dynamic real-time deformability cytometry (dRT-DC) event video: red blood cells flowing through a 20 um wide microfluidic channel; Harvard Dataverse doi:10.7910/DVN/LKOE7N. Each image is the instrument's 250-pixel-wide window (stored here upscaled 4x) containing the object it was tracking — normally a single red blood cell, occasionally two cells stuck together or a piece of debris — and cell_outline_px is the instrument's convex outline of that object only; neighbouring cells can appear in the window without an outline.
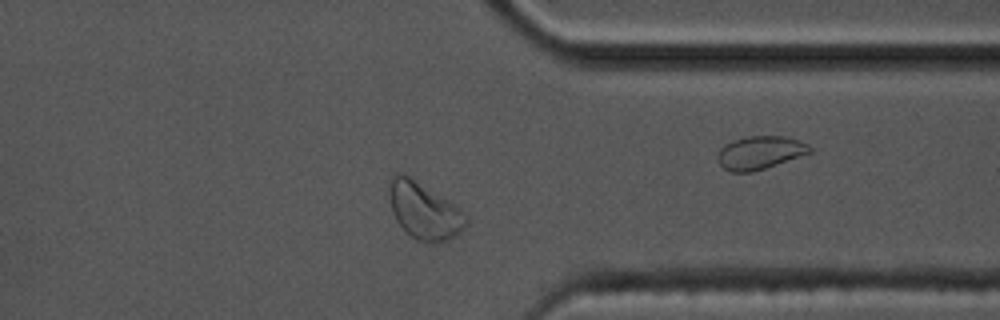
{"species": "common noctule bat (a hibernating species)", "species_latin": "Nyctalus noctula", "temperature_condition": "cold", "stored_images_in_passage": 47, "camera_frame_rate_fps": 3000, "um_per_image_px": 0.085, "animal": {"sex": "male", "body_mass_g": 17.5, "forearm_length_mm": 52.3}, "frame": {"image": 1, "passage_image": 34, "time_ms": 11.0, "image_size_px": [1000, 320], "cell_outline_px": [[468, 224], [460, 232], [448, 240], [432, 244], [416, 240], [396, 220], [388, 196], [388, 180], [396, 172], [404, 172], [460, 208], [468, 216]], "centroid_in_image_um": [36.04, 17.89], "position_along_channel_um": 375.4, "area_um2": 25.61}, "authors_computed_cell_mechanics": {"area_um2": 20.3456, "velocity_mm_per_s": 3.5048, "shape_relaxation_time_tau1_ms": 2.3973, "shape_relaxation_time_tau2_ms": 2.5389, "deformation_change_tau1": 0.0916, "deformation_change_tau2": 0.0826}}